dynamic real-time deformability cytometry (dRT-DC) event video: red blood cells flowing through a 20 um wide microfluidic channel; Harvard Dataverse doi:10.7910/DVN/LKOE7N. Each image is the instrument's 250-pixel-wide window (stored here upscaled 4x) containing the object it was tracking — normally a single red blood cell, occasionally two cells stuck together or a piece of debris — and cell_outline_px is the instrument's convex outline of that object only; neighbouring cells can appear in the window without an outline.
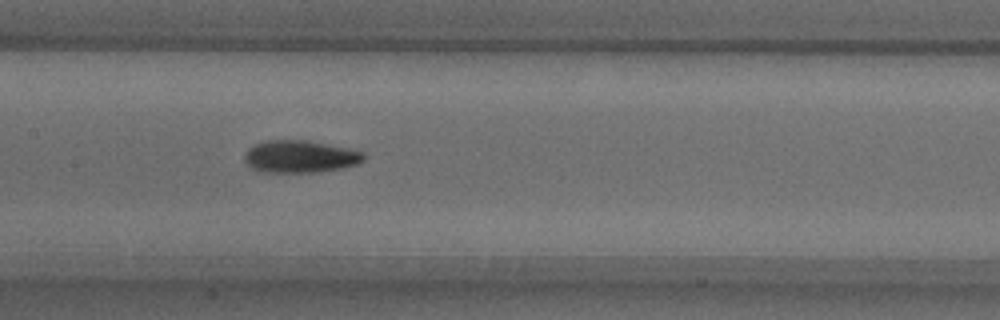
{"species": "common noctule bat (a hibernating species)", "species_latin": "Nyctalus noctula", "temperature_condition": "warm", "stored_images_in_passage": 51, "camera_frame_rate_fps": 3000, "um_per_image_px": 0.085, "animal": {"sex": "male", "body_mass_g": 18.8}, "frame": {"image": 1, "passage_image": 24, "time_ms": 7.667, "image_size_px": [1000, 320], "cell_outline_px": [[364, 160], [356, 164], [344, 168], [316, 172], [256, 172], [244, 160], [244, 156], [248, 148], [256, 144], [268, 140], [308, 140], [348, 148], [364, 152]], "centroid_in_image_um": [25.5, 13.31], "position_along_channel_um": 181.9, "area_um2": 22.54}}
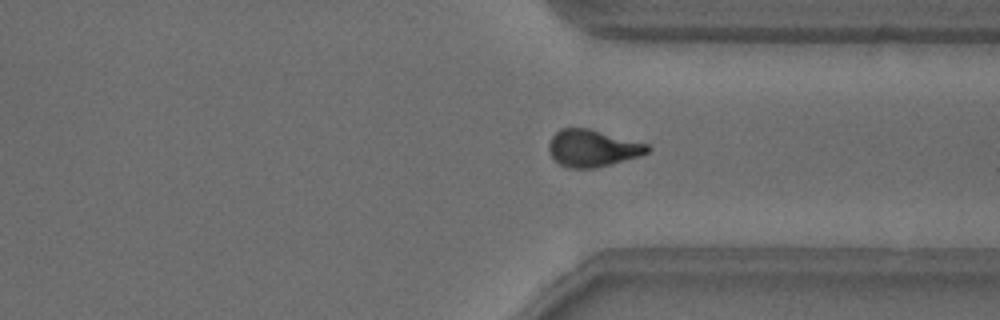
{"frame": {"image": 2, "passage_image": 38, "time_ms": 12.333, "image_size_px": [1000, 320], "cell_outline_px": [[652, 148], [648, 152], [640, 156], [596, 168], [568, 168], [560, 164], [548, 152], [548, 144], [552, 136], [560, 128], [588, 128], [648, 144]], "centroid_in_image_um": [50.36, 12.6], "position_along_channel_um": 361.0, "area_um2": 21.27}}
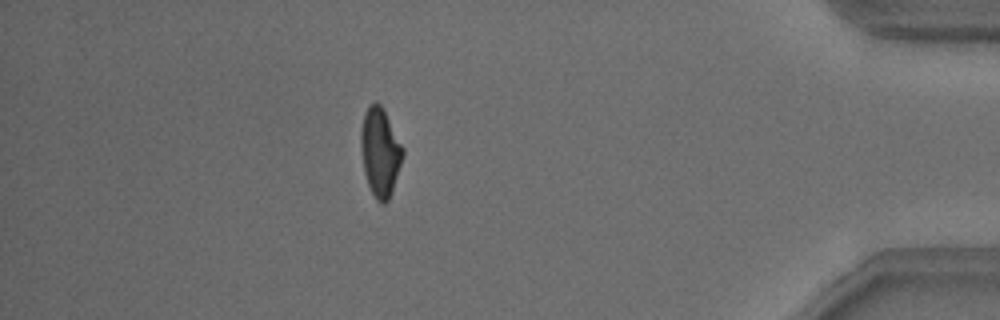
{"frame": {"image": 3, "passage_image": 45, "time_ms": 14.667, "image_size_px": [1000, 320], "cell_outline_px": [[404, 156], [392, 192], [388, 200], [384, 204], [376, 200], [368, 184], [364, 172], [360, 144], [360, 132], [364, 112], [368, 104], [376, 100], [380, 104], [404, 148]], "centroid_in_image_um": [32.31, 12.91], "position_along_channel_um": 402.9, "area_um2": 21.73}, "authors_computed_cell_mechanics": {"area_um2": 21.2704, "velocity_mm_per_s": 3.8472, "shape_relaxation_time_tau1_ms": 5.5208, "shape_relaxation_time_tau2_ms": 3.2906, "deformation_change_tau1": 0.1791, "deformation_change_tau2": 0.1083}}